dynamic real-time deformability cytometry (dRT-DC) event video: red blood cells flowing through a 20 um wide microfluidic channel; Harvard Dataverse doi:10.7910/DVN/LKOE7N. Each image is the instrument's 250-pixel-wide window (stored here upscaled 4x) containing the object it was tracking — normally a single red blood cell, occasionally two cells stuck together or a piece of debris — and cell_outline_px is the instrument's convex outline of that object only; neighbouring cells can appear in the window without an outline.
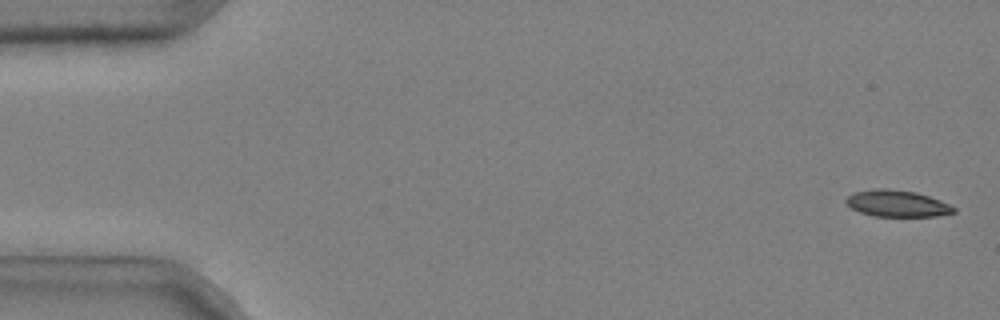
{"species": "common noctule bat (a hibernating species)", "species_latin": "Nyctalus noctula", "temperature_condition": "cold", "stored_images_in_passage": 52, "camera_frame_rate_fps": 3000, "um_per_image_px": 0.085, "animal": {"sex": "male", "body_mass_g": 20.4}, "frame": {"image": 1, "passage_image": 2, "time_ms": 0.333, "image_size_px": [1000, 320], "cell_outline_px": [[956, 212], [936, 216], [872, 216], [860, 212], [852, 208], [844, 200], [852, 192], [876, 188], [888, 188], [916, 192], [940, 200], [956, 208]], "centroid_in_image_um": [76.23, 17.29], "position_along_channel_um": 8.8, "area_um2": 16.7}}
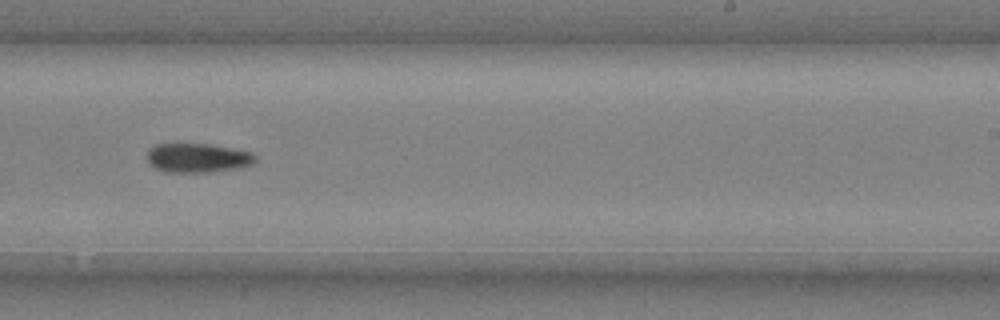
{"frame": {"image": 2, "passage_image": 34, "time_ms": 11.0, "image_size_px": [1000, 320], "cell_outline_px": [[256, 160], [252, 164], [240, 168], [212, 172], [164, 172], [156, 168], [148, 160], [148, 148], [152, 144], [172, 140], [208, 144], [232, 148], [252, 152], [256, 156]], "centroid_in_image_um": [16.74, 13.37], "position_along_channel_um": 272.3, "area_um2": 19.31}}
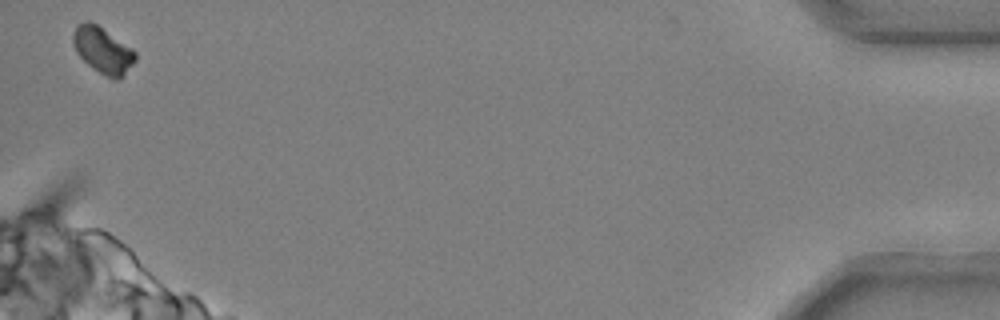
{"frame": {"image": 3, "passage_image": 52, "time_ms": 17.0, "image_size_px": [1000, 320], "cell_outline_px": [[136, 60], [124, 76], [120, 80], [116, 80], [104, 76], [92, 68], [76, 52], [72, 44], [72, 36], [76, 28], [84, 20], [88, 20], [96, 24], [132, 48], [136, 52]], "centroid_in_image_um": [8.75, 4.3], "position_along_channel_um": 426.4, "area_um2": 16.82}, "authors_computed_cell_mechanics": {"area_um2": 18.1492, "velocity_mm_per_s": 3.6961, "shape_relaxation_time_tau1_ms": 3.496, "shape_relaxation_time_tau2_ms": null, "deformation_change_tau1": 0.1137, "deformation_change_tau2": null}}